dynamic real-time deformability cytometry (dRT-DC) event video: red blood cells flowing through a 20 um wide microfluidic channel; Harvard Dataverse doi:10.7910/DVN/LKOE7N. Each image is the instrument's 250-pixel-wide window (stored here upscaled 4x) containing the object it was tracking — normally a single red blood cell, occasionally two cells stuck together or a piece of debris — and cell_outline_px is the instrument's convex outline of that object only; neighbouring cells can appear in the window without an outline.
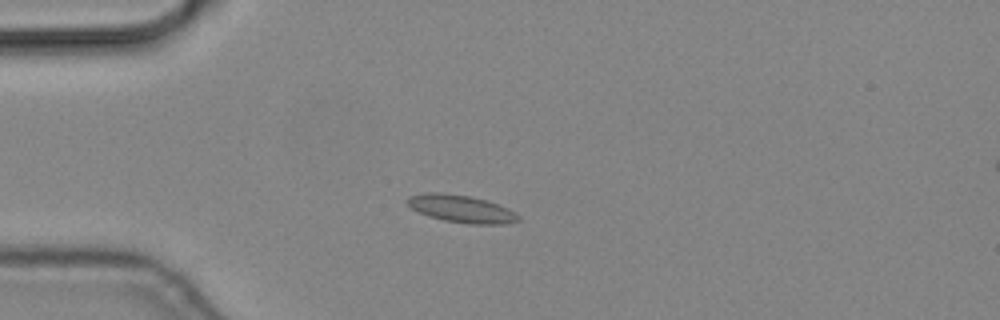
{"species": "common noctule bat (a hibernating species)", "species_latin": "Nyctalus noctula", "temperature_condition": "cold", "stored_images_in_passage": 5, "camera_frame_rate_fps": 3000, "um_per_image_px": 0.085, "animal": {"sex": "male", "body_mass_g": 19.2, "forearm_length_mm": 51.8}, "frame": {"image": 1, "passage_image": 3, "time_ms": 0.667, "image_size_px": [1000, 320], "cell_outline_px": [[520, 220], [508, 224], [468, 224], [444, 220], [428, 216], [412, 208], [408, 204], [408, 196], [428, 192], [440, 192], [472, 196], [488, 200], [520, 216]], "centroid_in_image_um": [39.21, 17.74], "position_along_channel_um": 45.8, "area_um2": 17.63}}
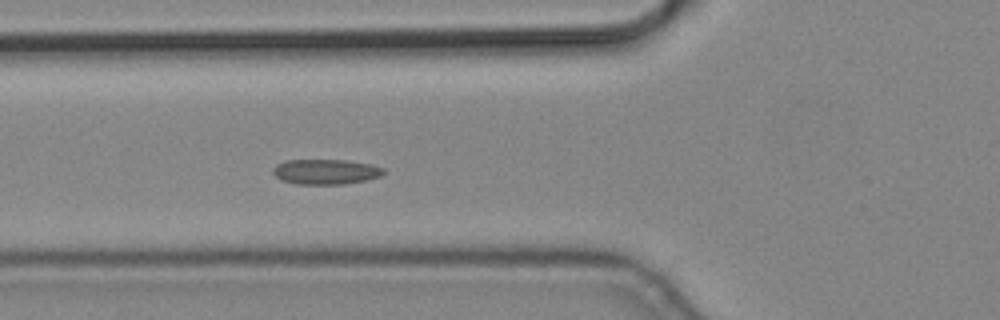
{"frame": {"image": 2, "passage_image": 5, "time_ms": 1.333, "image_size_px": [1000, 320], "cell_outline_px": [[384, 172], [380, 176], [364, 180], [344, 184], [296, 184], [280, 180], [272, 172], [272, 168], [276, 164], [284, 160], [348, 160], [372, 164], [384, 168]], "centroid_in_image_um": [27.65, 14.59], "position_along_channel_um": 98.2, "area_um2": 16.3}}